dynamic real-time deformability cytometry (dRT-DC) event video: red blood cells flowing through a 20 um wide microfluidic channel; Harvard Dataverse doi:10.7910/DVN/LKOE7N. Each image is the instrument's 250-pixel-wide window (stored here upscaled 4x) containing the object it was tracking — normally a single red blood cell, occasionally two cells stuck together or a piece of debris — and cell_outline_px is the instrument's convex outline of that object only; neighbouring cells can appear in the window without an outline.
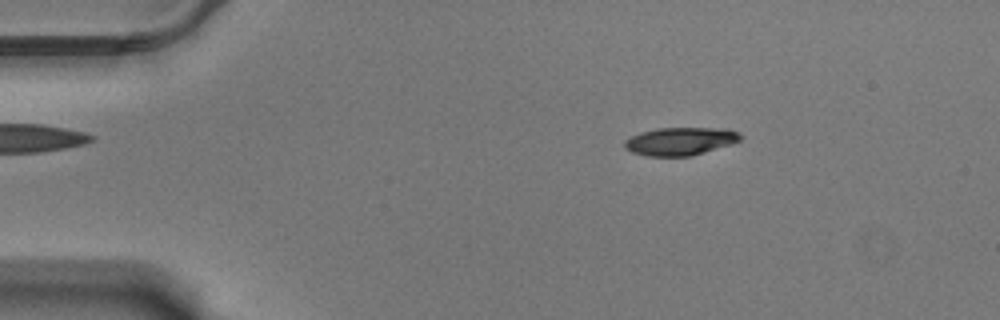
{"species": "Egyptian fruit bat (a non-hibernating species)", "species_latin": "Rousettus aegyptiacus", "temperature_condition": "warm", "stored_images_in_passage": 57, "camera_frame_rate_fps": 3000, "um_per_image_px": 0.085, "animal": {"sex": "male"}, "frame": {"image": 1, "passage_image": 9, "time_ms": 2.667, "image_size_px": [1000, 320], "cell_outline_px": [[744, 136], [740, 140], [732, 144], [704, 152], [688, 156], [648, 156], [632, 152], [624, 148], [624, 140], [640, 132], [656, 128], [728, 128], [740, 132]], "centroid_in_image_um": [57.85, 11.99], "position_along_channel_um": 27.2, "area_um2": 19.02}}
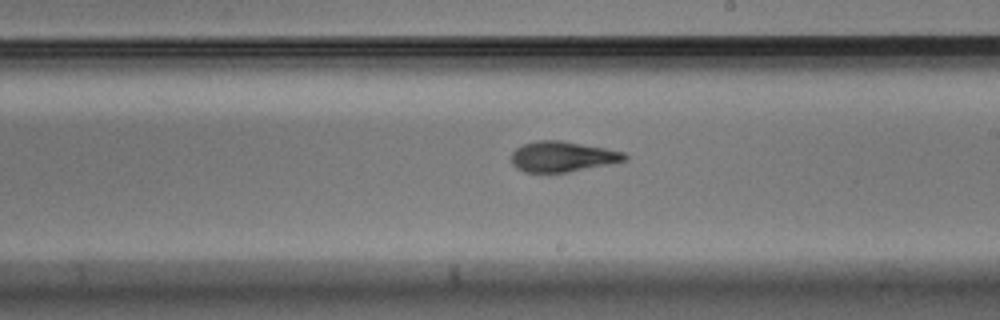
{"frame": {"image": 2, "passage_image": 33, "time_ms": 10.667, "image_size_px": [1000, 320], "cell_outline_px": [[628, 156], [624, 160], [608, 164], [568, 172], [524, 172], [516, 168], [512, 164], [512, 152], [516, 148], [524, 144], [536, 140], [560, 140], [604, 148], [624, 152]], "centroid_in_image_um": [47.77, 13.31], "position_along_channel_um": 241.2, "area_um2": 19.88}}
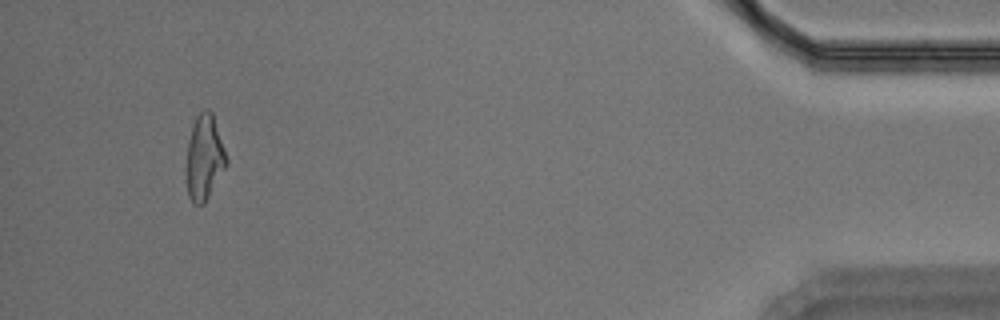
{"frame": {"image": 3, "passage_image": 54, "time_ms": 17.667, "image_size_px": [1000, 320], "cell_outline_px": [[228, 164], [204, 204], [192, 204], [188, 196], [184, 172], [184, 168], [188, 144], [192, 128], [196, 116], [204, 108], [208, 108], [212, 112], [228, 160]], "centroid_in_image_um": [17.34, 13.43], "position_along_channel_um": 417.9, "area_um2": 20.23}, "authors_computed_cell_mechanics": {"area_um2": 19.8254, "velocity_mm_per_s": 3.4985, "shape_relaxation_time_tau1_ms": 4.1187, "shape_relaxation_time_tau2_ms": 2.3587, "deformation_change_tau1": 0.1736, "deformation_change_tau2": 0.1071}}